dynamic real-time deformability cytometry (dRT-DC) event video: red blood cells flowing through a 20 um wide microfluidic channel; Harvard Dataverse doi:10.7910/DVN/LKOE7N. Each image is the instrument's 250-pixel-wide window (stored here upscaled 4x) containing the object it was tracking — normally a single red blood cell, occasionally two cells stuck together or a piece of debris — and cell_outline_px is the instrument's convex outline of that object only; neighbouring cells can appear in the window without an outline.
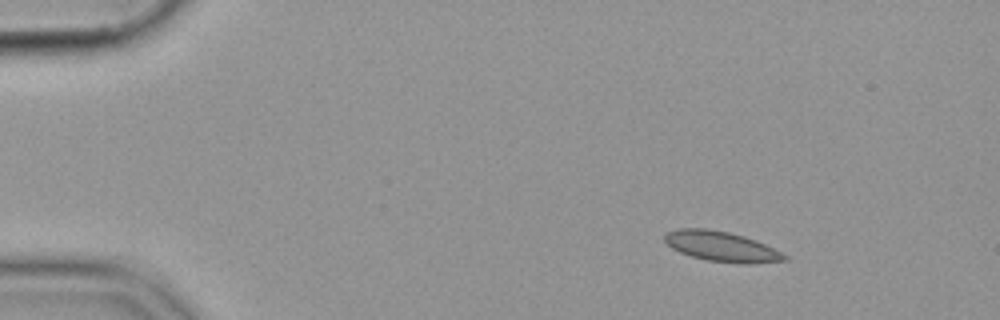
{"species": "common noctule bat (a hibernating species)", "species_latin": "Nyctalus noctula", "temperature_condition": "cold", "stored_images_in_passage": 48, "camera_frame_rate_fps": 3000, "um_per_image_px": 0.085, "animal": {"sex": "female", "body_mass_g": 19.9}, "frame": {"image": 1, "passage_image": 1, "time_ms": 0.0, "image_size_px": [1000, 320], "cell_outline_px": [[788, 260], [752, 264], [740, 264], [708, 260], [692, 256], [680, 252], [672, 248], [664, 240], [664, 236], [668, 232], [676, 228], [708, 228], [728, 232], [744, 236], [756, 240], [788, 256]], "centroid_in_image_um": [61.33, 20.95], "position_along_channel_um": 23.7, "area_um2": 20.98}}
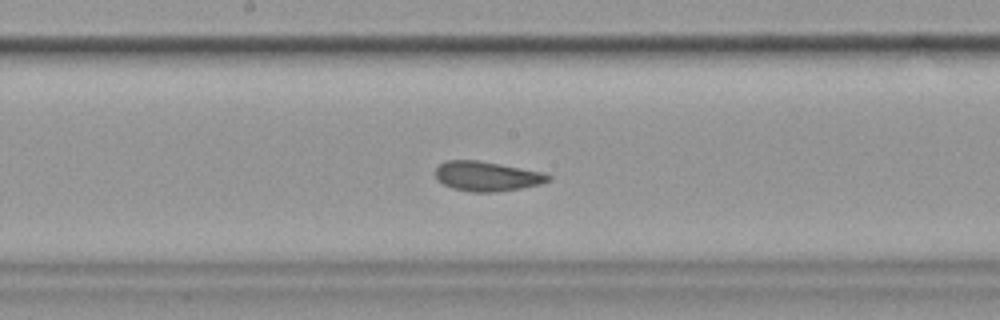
{"frame": {"image": 2, "passage_image": 23, "time_ms": 7.333, "image_size_px": [1000, 320], "cell_outline_px": [[552, 180], [540, 184], [520, 188], [496, 192], [472, 192], [452, 188], [436, 180], [436, 168], [440, 164], [448, 160], [476, 160], [500, 164], [544, 172], [552, 176]], "centroid_in_image_um": [41.41, 14.98], "position_along_channel_um": 206.8, "area_um2": 19.54}}
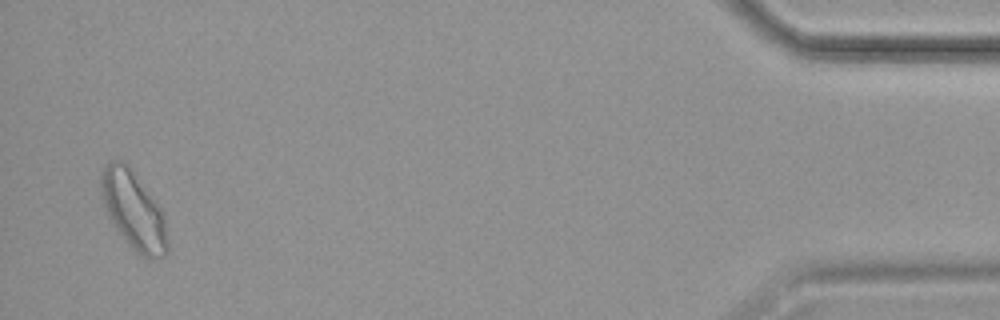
{"frame": {"image": 3, "passage_image": 47, "time_ms": 15.333, "image_size_px": [1000, 320], "cell_outline_px": [[168, 252], [164, 256], [152, 260], [148, 260], [136, 252], [128, 244], [112, 224], [108, 216], [100, 196], [100, 172], [112, 160], [124, 160], [132, 168], [160, 208], [164, 216], [168, 244]], "centroid_in_image_um": [11.33, 17.89], "position_along_channel_um": 423.9, "area_um2": 30.52}}